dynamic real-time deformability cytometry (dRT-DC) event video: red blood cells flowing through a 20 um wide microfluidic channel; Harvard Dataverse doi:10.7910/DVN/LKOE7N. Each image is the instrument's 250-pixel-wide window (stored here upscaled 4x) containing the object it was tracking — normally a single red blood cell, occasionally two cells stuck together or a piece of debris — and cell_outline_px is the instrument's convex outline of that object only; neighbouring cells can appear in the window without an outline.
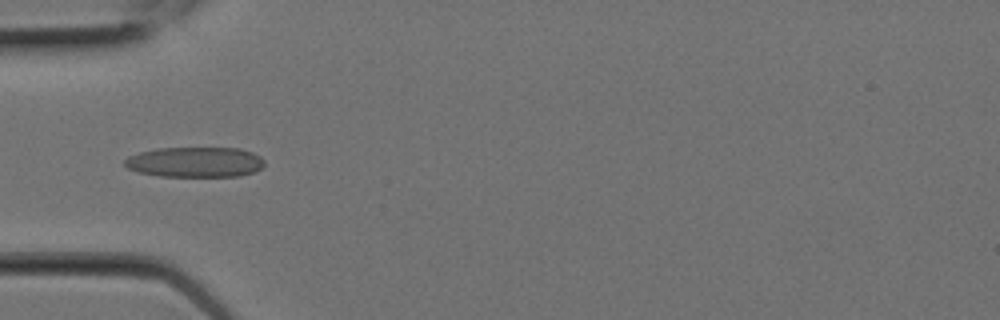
{"species": "Egyptian fruit bat (a non-hibernating species)", "species_latin": "Rousettus aegyptiacus", "temperature_condition": "room temperature", "stored_images_in_passage": 7, "camera_frame_rate_fps": 3000, "um_per_image_px": 0.085, "animal": {"sex": "female"}, "frame": {"image": 1, "passage_image": 5, "time_ms": 1.333, "image_size_px": [1000, 320], "cell_outline_px": [[264, 164], [260, 168], [252, 172], [240, 176], [160, 176], [136, 172], [128, 168], [124, 164], [124, 160], [128, 156], [140, 152], [156, 148], [240, 148], [252, 152], [260, 156], [264, 160]], "centroid_in_image_um": [16.56, 13.77], "position_along_channel_um": 68.4, "area_um2": 24.68}}
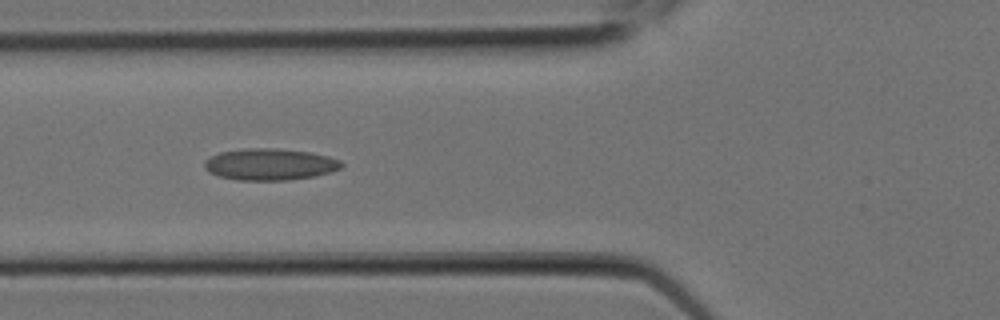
{"frame": {"image": 2, "passage_image": 6, "time_ms": 1.667, "image_size_px": [1000, 320], "cell_outline_px": [[344, 164], [340, 168], [332, 172], [316, 176], [288, 180], [236, 180], [220, 176], [208, 172], [204, 168], [204, 160], [220, 152], [244, 148], [276, 148], [308, 152], [328, 156], [340, 160]], "centroid_in_image_um": [22.94, 13.97], "position_along_channel_um": 102.9, "area_um2": 25.37}}
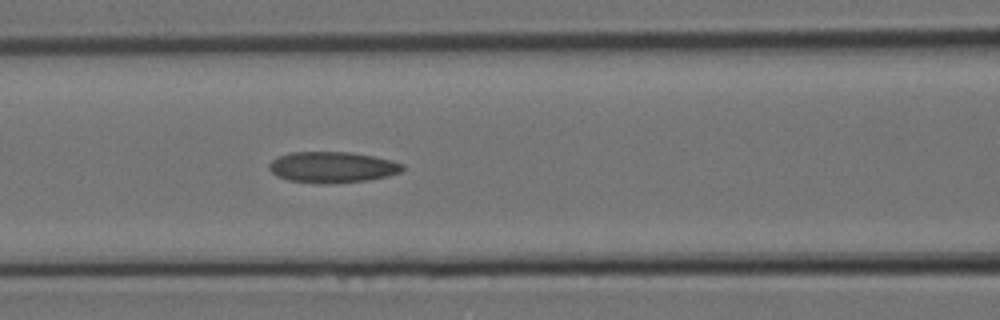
{"frame": {"image": 3, "passage_image": 7, "time_ms": 2.0, "image_size_px": [1000, 320], "cell_outline_px": [[404, 168], [400, 172], [388, 176], [368, 180], [320, 184], [288, 180], [276, 176], [268, 168], [268, 164], [272, 160], [280, 156], [292, 152], [352, 152], [392, 160], [404, 164]], "centroid_in_image_um": [28.24, 14.21], "position_along_channel_um": 138.4, "area_um2": 24.1}}